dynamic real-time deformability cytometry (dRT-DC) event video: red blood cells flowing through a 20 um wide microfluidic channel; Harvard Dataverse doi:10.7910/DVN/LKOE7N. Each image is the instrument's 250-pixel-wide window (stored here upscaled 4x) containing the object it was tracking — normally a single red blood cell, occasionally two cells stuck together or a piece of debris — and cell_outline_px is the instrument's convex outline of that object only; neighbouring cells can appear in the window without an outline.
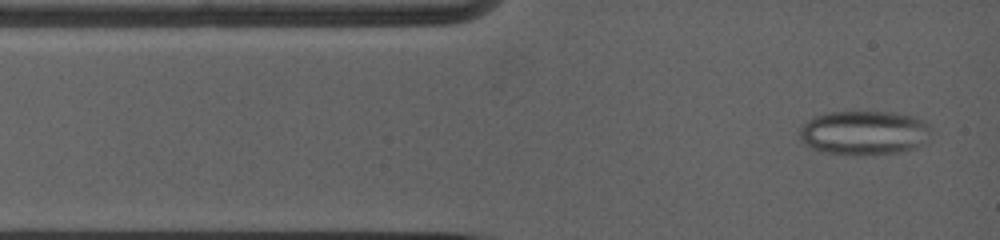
{"species": "common noctule bat (a hibernating species)", "species_latin": "Nyctalus noctula", "temperature_condition": "warm", "stored_images_in_passage": 7, "camera_frame_rate_fps": 5000, "um_per_image_px": 0.085, "animal": {"sex": "female", "body_mass_g": 19.0, "forearm_length_mm": 53.3}, "frame": {"image": 1, "passage_image": 1, "time_ms": 0.0, "image_size_px": [1000, 240], "cell_outline_px": [[932, 128], [928, 140], [924, 144], [916, 148], [896, 152], [824, 152], [812, 148], [804, 144], [800, 140], [800, 124], [816, 116], [828, 112], [892, 112], [912, 116], [924, 120]], "centroid_in_image_um": [73.47, 11.24], "position_along_channel_um": 11.5, "area_um2": 33.29}}
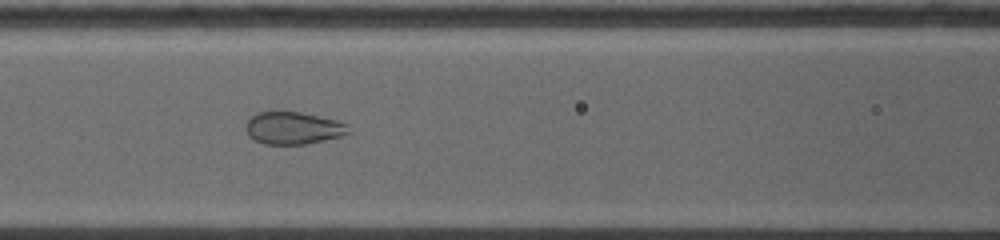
{"frame": {"image": 2, "passage_image": 6, "time_ms": 4.2, "image_size_px": [1000, 240], "cell_outline_px": [[352, 132], [344, 136], [304, 144], [264, 144], [248, 136], [244, 128], [244, 124], [256, 112], [300, 112], [336, 120], [348, 124]], "centroid_in_image_um": [24.93, 10.89], "position_along_channel_um": 141.7, "area_um2": 19.54}}
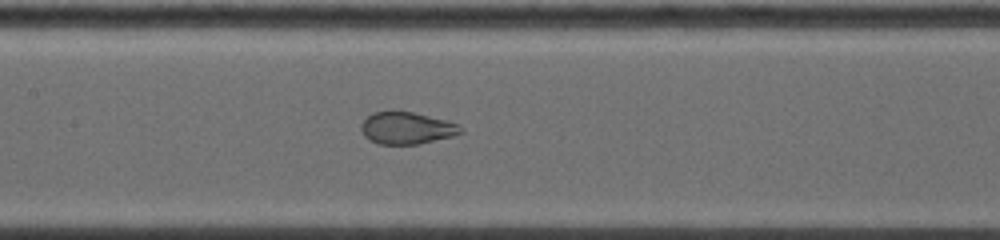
{"frame": {"image": 3, "passage_image": 7, "time_ms": 5.0, "image_size_px": [1000, 240], "cell_outline_px": [[464, 132], [452, 136], [416, 144], [380, 144], [368, 140], [364, 136], [360, 128], [360, 124], [372, 112], [392, 108], [412, 112], [448, 120], [460, 124], [464, 128]], "centroid_in_image_um": [34.55, 10.84], "position_along_channel_um": 172.8, "area_um2": 19.19}}